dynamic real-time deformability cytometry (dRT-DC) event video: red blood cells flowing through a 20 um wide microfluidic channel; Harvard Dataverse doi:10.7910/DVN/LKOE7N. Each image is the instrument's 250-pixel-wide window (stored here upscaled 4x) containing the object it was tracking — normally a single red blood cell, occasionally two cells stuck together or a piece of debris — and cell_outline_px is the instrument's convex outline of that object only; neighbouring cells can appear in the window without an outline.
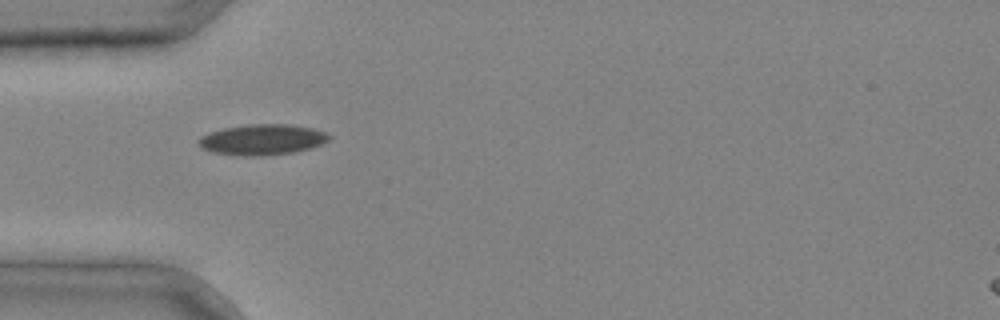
{"species": "common noctule bat (a hibernating species)", "species_latin": "Nyctalus noctula", "temperature_condition": "cold", "stored_images_in_passage": 2, "camera_frame_rate_fps": 3000, "um_per_image_px": 0.085, "animal": {"sex": "male", "body_mass_g": 20.4}, "frame": {"image": 1, "passage_image": 1, "time_ms": 0.0, "image_size_px": [1000, 320], "cell_outline_px": [[332, 136], [328, 140], [320, 144], [308, 148], [292, 152], [264, 156], [240, 156], [212, 152], [204, 148], [200, 144], [200, 136], [224, 128], [248, 124], [288, 124], [312, 128], [324, 132]], "centroid_in_image_um": [22.3, 11.87], "position_along_channel_um": 62.7, "area_um2": 23.0}}